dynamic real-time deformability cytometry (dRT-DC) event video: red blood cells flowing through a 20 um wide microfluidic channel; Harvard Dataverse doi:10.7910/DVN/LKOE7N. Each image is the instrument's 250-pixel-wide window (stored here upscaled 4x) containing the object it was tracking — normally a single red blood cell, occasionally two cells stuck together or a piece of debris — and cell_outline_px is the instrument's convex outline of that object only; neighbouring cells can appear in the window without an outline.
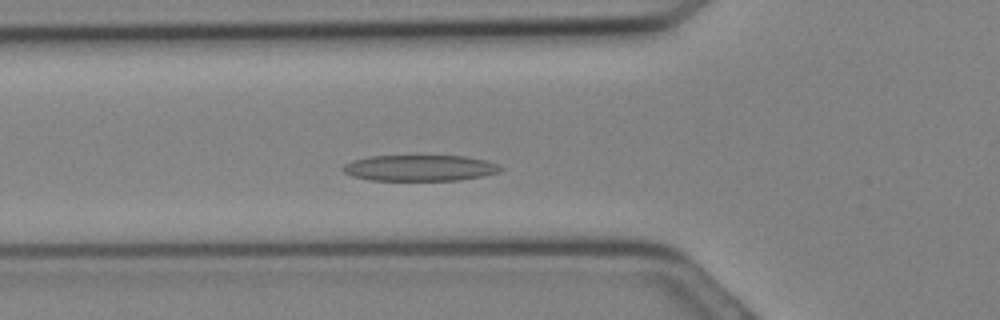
{"species": "Egyptian fruit bat (a non-hibernating species)", "species_latin": "Rousettus aegyptiacus", "temperature_condition": "cold", "stored_images_in_passage": 15, "camera_frame_rate_fps": 3000, "um_per_image_px": 0.085, "animal": {"sex": "female"}, "frame": {"image": 1, "passage_image": 5, "time_ms": 1.333, "image_size_px": [1000, 320], "cell_outline_px": [[504, 168], [500, 172], [460, 180], [372, 180], [352, 176], [344, 172], [340, 168], [344, 164], [352, 160], [372, 156], [464, 156], [484, 160], [496, 164]], "centroid_in_image_um": [35.65, 14.28], "position_along_channel_um": 90.1, "area_um2": 23.76}}
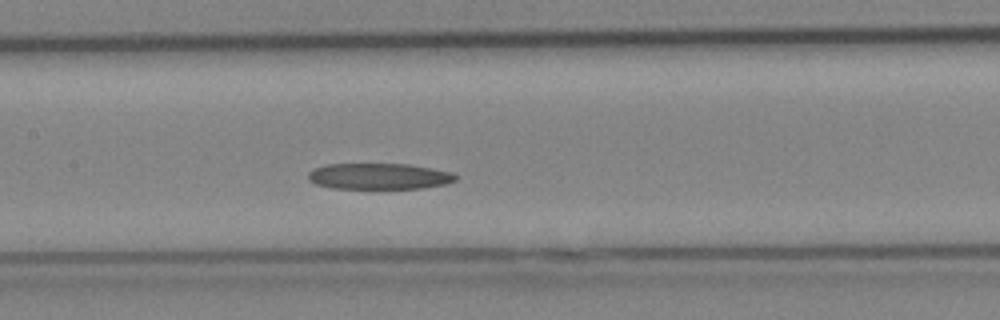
{"frame": {"image": 2, "passage_image": 9, "time_ms": 2.667, "image_size_px": [1000, 320], "cell_outline_px": [[456, 180], [444, 184], [424, 188], [332, 188], [316, 184], [308, 180], [308, 172], [312, 168], [324, 164], [408, 164], [432, 168], [452, 172], [456, 176]], "centroid_in_image_um": [32.18, 14.97], "position_along_channel_um": 175.2, "area_um2": 22.43}}
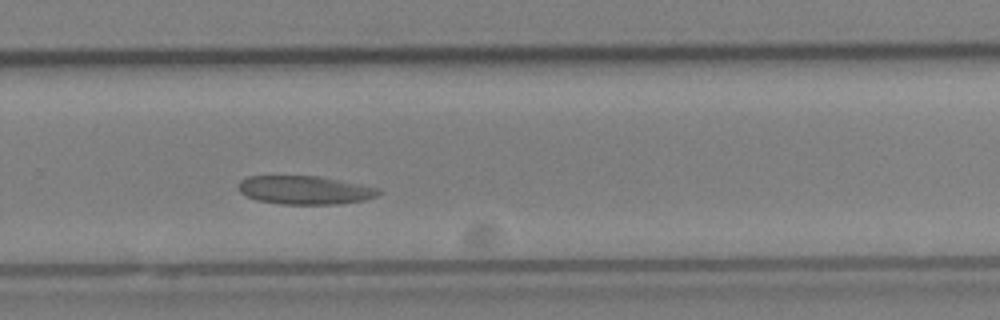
{"frame": {"image": 3, "passage_image": 15, "time_ms": 4.667, "image_size_px": [1000, 320], "cell_outline_px": [[380, 192], [376, 196], [364, 200], [336, 204], [280, 204], [256, 200], [244, 196], [240, 192], [240, 180], [248, 176], [320, 176], [380, 188]], "centroid_in_image_um": [25.89, 16.16], "position_along_channel_um": 303.9, "area_um2": 23.24}}